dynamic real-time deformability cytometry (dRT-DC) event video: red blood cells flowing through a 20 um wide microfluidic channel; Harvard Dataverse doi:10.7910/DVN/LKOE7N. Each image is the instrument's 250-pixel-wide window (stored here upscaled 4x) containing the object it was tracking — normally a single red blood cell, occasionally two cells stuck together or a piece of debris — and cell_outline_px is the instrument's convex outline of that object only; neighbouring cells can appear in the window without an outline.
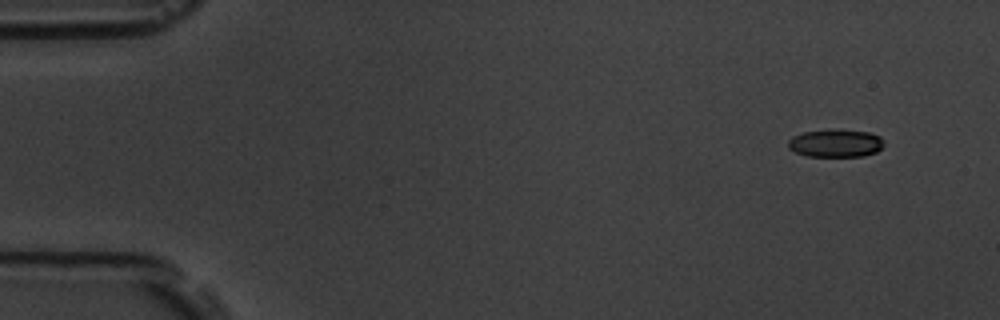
{"species": "common noctule bat (a hibernating species)", "species_latin": "Nyctalus noctula", "temperature_condition": "room temperature", "stored_images_in_passage": 9, "camera_frame_rate_fps": 3000, "um_per_image_px": 0.085, "animal": {"sex": "male", "body_mass_g": 19.5, "forearm_length_mm": 54.6}, "frame": {"image": 1, "passage_image": 1, "time_ms": 0.0, "image_size_px": [1000, 320], "cell_outline_px": [[884, 144], [876, 152], [864, 156], [808, 156], [796, 152], [788, 148], [788, 140], [792, 136], [804, 132], [828, 128], [868, 132], [880, 136], [884, 140]], "centroid_in_image_um": [71.02, 12.15], "position_along_channel_um": 14.0, "area_um2": 15.72}}
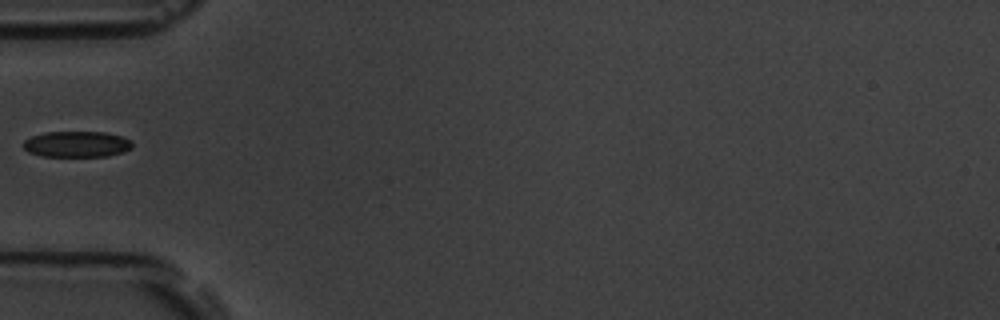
{"frame": {"image": 2, "passage_image": 5, "time_ms": 5.0, "image_size_px": [1000, 320], "cell_outline_px": [[132, 148], [124, 152], [108, 156], [40, 156], [28, 152], [24, 148], [24, 140], [32, 136], [44, 132], [104, 132], [120, 136], [132, 140]], "centroid_in_image_um": [6.53, 12.26], "position_along_channel_um": 78.5, "area_um2": 16.53}}
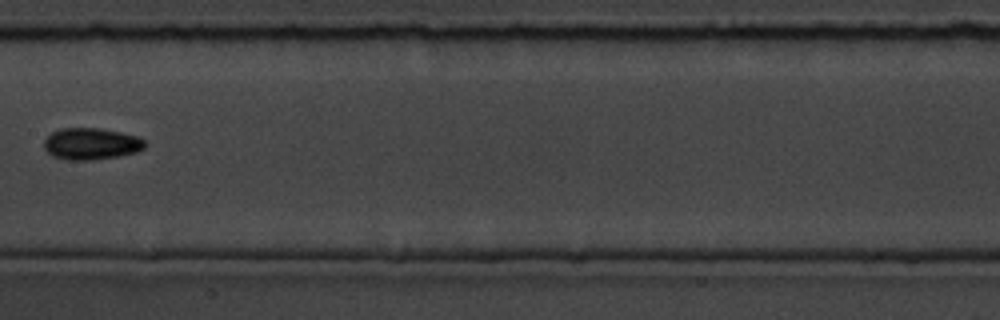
{"frame": {"image": 3, "passage_image": 8, "time_ms": 8.333, "image_size_px": [1000, 320], "cell_outline_px": [[144, 148], [136, 152], [120, 156], [92, 160], [68, 160], [52, 156], [44, 148], [44, 140], [52, 132], [60, 128], [100, 128], [120, 132], [136, 136], [144, 140]], "centroid_in_image_um": [7.72, 12.22], "position_along_channel_um": 199.7, "area_um2": 18.61}}